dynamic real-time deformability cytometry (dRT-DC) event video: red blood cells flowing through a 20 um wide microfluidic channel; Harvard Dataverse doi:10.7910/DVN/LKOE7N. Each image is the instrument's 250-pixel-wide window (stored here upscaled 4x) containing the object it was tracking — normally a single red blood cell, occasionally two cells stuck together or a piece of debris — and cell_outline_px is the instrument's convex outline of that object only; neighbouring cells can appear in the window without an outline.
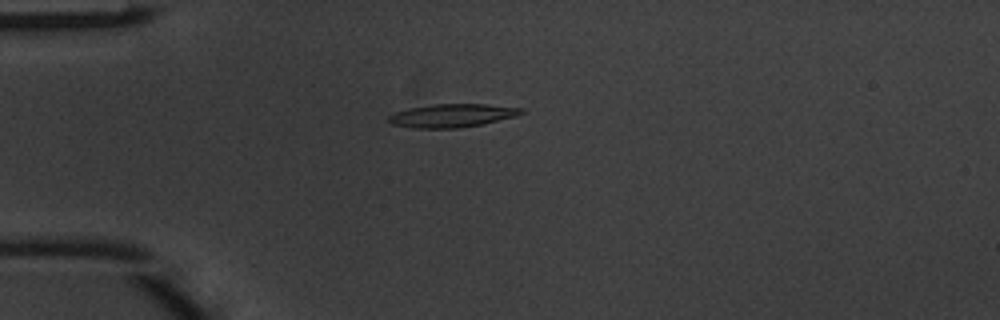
{"species": "common noctule bat (a hibernating species)", "species_latin": "Nyctalus noctula", "temperature_condition": "warm", "stored_images_in_passage": 36, "camera_frame_rate_fps": 3000, "um_per_image_px": 0.085, "animal": {"sex": "male", "body_mass_g": 20.1, "forearm_length_mm": 53.5}, "frame": {"image": 1, "passage_image": 1, "time_ms": 0.0, "image_size_px": [1000, 320], "cell_outline_px": [[524, 112], [516, 116], [480, 124], [460, 128], [412, 128], [392, 124], [388, 120], [388, 116], [396, 112], [408, 108], [436, 104], [484, 104], [524, 108]], "centroid_in_image_um": [38.41, 9.82], "position_along_channel_um": 46.6, "area_um2": 17.86}}
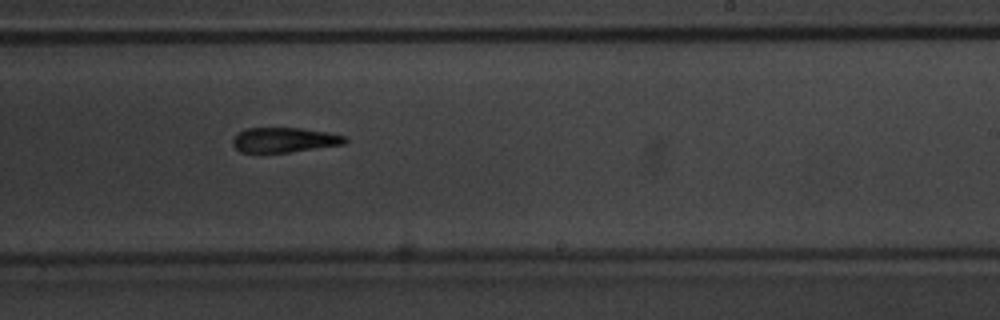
{"frame": {"image": 2, "passage_image": 18, "time_ms": 5.667, "image_size_px": [1000, 320], "cell_outline_px": [[348, 140], [344, 144], [288, 152], [240, 152], [232, 144], [232, 140], [244, 128], [300, 128], [328, 132], [348, 136]], "centroid_in_image_um": [24.19, 11.88], "position_along_channel_um": 264.8, "area_um2": 16.18}}
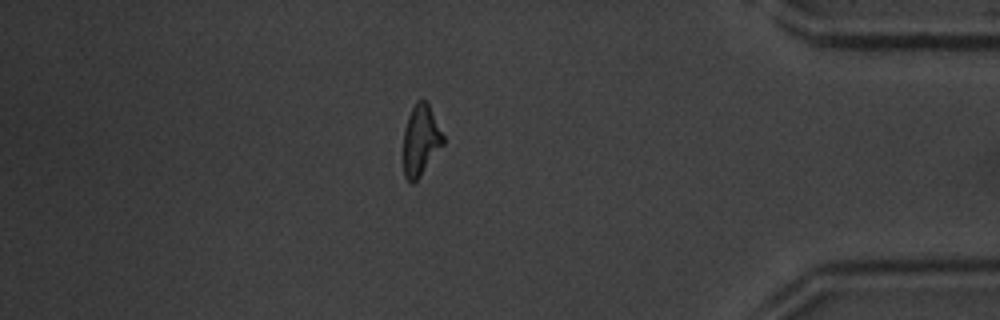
{"frame": {"image": 3, "passage_image": 30, "time_ms": 9.667, "image_size_px": [1000, 320], "cell_outline_px": [[444, 144], [420, 176], [412, 184], [404, 176], [404, 128], [408, 116], [416, 100], [424, 100], [428, 104], [444, 136]], "centroid_in_image_um": [35.76, 11.92], "position_along_channel_um": 399.4, "area_um2": 16.18}, "authors_computed_cell_mechanics": {"area_um2": 17.0221, "velocity_mm_per_s": 4.1798, "shape_relaxation_time_tau1_ms": 6.1298, "shape_relaxation_time_tau2_ms": 4.5298, "deformation_change_tau1": 0.2169, "deformation_change_tau2": 0.1739}}